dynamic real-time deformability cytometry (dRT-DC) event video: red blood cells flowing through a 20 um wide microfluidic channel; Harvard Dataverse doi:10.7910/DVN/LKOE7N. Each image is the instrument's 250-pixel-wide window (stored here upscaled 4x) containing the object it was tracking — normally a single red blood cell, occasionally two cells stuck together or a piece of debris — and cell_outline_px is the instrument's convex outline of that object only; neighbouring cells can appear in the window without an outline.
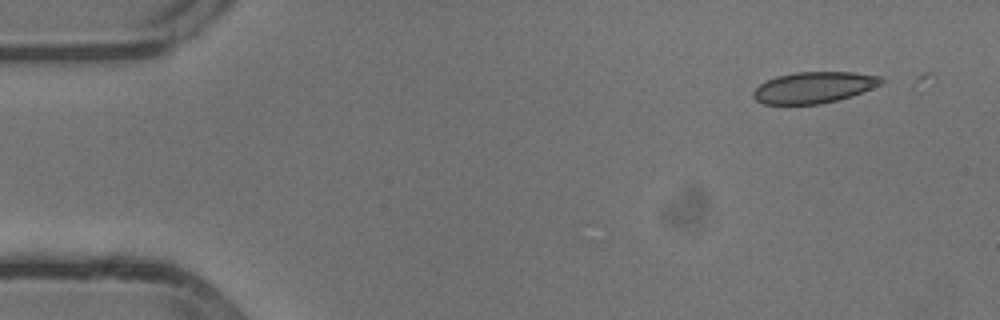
{"species": "common noctule bat (a hibernating species)", "species_latin": "Nyctalus noctula", "temperature_condition": "cold", "stored_images_in_passage": 2, "camera_frame_rate_fps": 3000, "um_per_image_px": 0.085, "animal": {"sex": "male", "body_mass_g": 13.3}, "frame": {"image": 1, "passage_image": 1, "time_ms": 0.0, "image_size_px": [1000, 320], "cell_outline_px": [[884, 80], [880, 84], [852, 96], [820, 104], [764, 104], [756, 100], [752, 96], [752, 92], [760, 84], [776, 76], [796, 72], [852, 72], [884, 76]], "centroid_in_image_um": [69.18, 7.43], "position_along_channel_um": 15.8, "area_um2": 23.24}}